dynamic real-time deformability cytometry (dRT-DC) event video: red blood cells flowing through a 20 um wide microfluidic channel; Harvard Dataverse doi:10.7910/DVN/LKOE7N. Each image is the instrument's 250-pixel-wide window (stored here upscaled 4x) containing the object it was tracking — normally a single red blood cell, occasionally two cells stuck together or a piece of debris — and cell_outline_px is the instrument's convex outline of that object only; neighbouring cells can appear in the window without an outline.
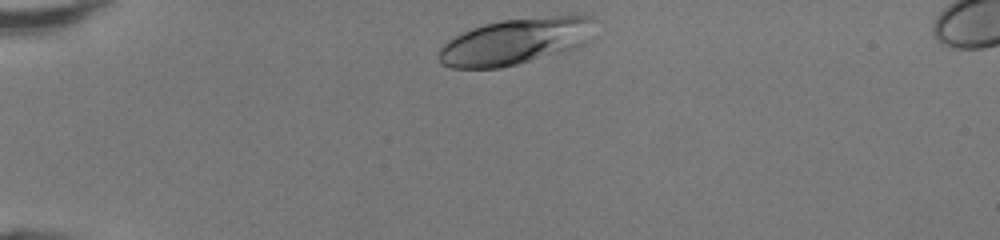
{"species": "human", "species_latin": "Homo sapiens", "temperature_condition": "room temperature", "stored_images_in_passage": 31, "camera_frame_rate_fps": 3000, "um_per_image_px": 0.085, "donor": {"sex": "female"}, "frame": {"image": 1, "passage_image": 1, "time_ms": 0.0, "image_size_px": [1000, 240], "cell_outline_px": [[596, 36], [592, 40], [576, 48], [516, 64], [500, 68], [452, 68], [440, 64], [436, 56], [440, 48], [448, 40], [460, 32], [484, 24], [504, 20], [576, 12], [584, 12], [592, 16]], "centroid_in_image_um": [43.92, 3.47], "position_along_channel_um": 41.1, "area_um2": 43.35}}
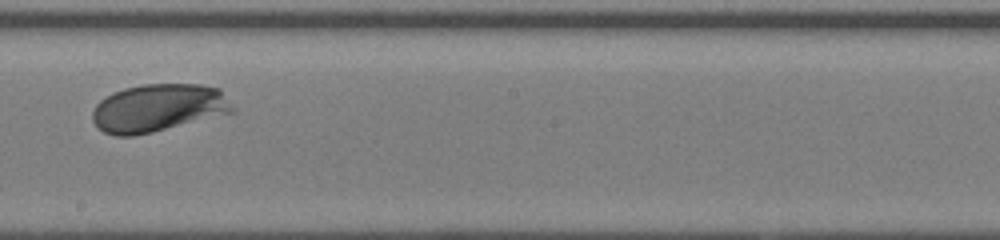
{"frame": {"image": 2, "passage_image": 18, "time_ms": 5.667, "image_size_px": [1000, 240], "cell_outline_px": [[236, 112], [152, 132], [132, 136], [116, 136], [104, 132], [92, 120], [92, 112], [96, 104], [100, 100], [124, 88], [144, 84], [200, 84], [220, 88], [236, 108]], "centroid_in_image_um": [13.5, 9.17], "position_along_channel_um": 234.7, "area_um2": 39.13}}
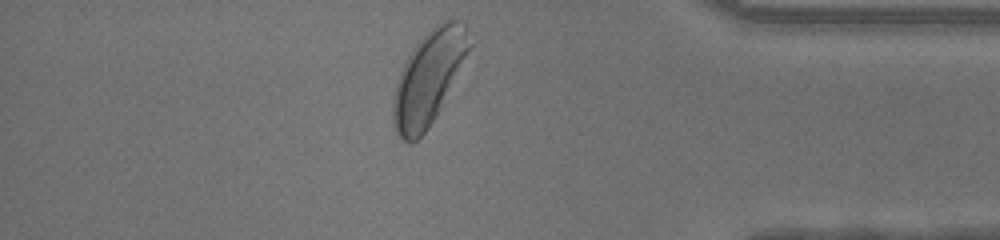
{"frame": {"image": 3, "passage_image": 31, "time_ms": 10.0, "image_size_px": [1000, 240], "cell_outline_px": [[472, 44], [440, 108], [428, 128], [412, 144], [400, 140], [396, 136], [392, 120], [392, 96], [400, 72], [412, 48], [440, 20], [456, 20], [464, 24]], "centroid_in_image_um": [36.38, 6.65], "position_along_channel_um": 398.8, "area_um2": 41.04}, "authors_computed_cell_mechanics": {"area_um2": 38.2636, "velocity_mm_per_s": 4.2406, "shape_relaxation_time_tau1_ms": 1.5174, "shape_relaxation_time_tau2_ms": null, "deformation_change_tau1": 0.1197, "deformation_change_tau2": null}}